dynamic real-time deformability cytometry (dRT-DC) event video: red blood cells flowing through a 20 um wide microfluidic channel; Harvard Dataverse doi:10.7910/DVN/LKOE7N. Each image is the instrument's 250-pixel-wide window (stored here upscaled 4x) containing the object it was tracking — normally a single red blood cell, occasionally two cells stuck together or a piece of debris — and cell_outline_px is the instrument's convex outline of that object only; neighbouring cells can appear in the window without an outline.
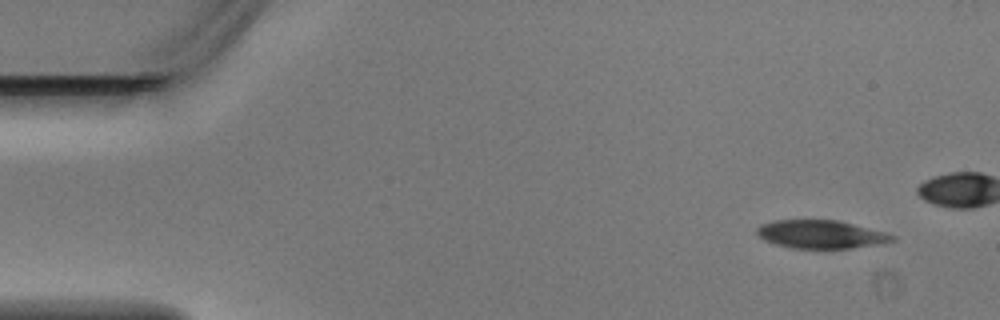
{"species": "Egyptian fruit bat (a non-hibernating species)", "species_latin": "Rousettus aegyptiacus", "temperature_condition": "warm", "stored_images_in_passage": 4, "camera_frame_rate_fps": 3000, "um_per_image_px": 0.085, "animal": {"sex": "male"}, "frame": {"image": 1, "passage_image": 1, "time_ms": 0.0, "image_size_px": [1000, 320], "cell_outline_px": [[896, 240], [880, 244], [852, 248], [792, 248], [776, 244], [764, 240], [756, 232], [756, 228], [760, 224], [776, 220], [840, 220], [884, 232], [896, 236]], "centroid_in_image_um": [69.79, 19.91], "position_along_channel_um": 15.2, "area_um2": 22.25}}